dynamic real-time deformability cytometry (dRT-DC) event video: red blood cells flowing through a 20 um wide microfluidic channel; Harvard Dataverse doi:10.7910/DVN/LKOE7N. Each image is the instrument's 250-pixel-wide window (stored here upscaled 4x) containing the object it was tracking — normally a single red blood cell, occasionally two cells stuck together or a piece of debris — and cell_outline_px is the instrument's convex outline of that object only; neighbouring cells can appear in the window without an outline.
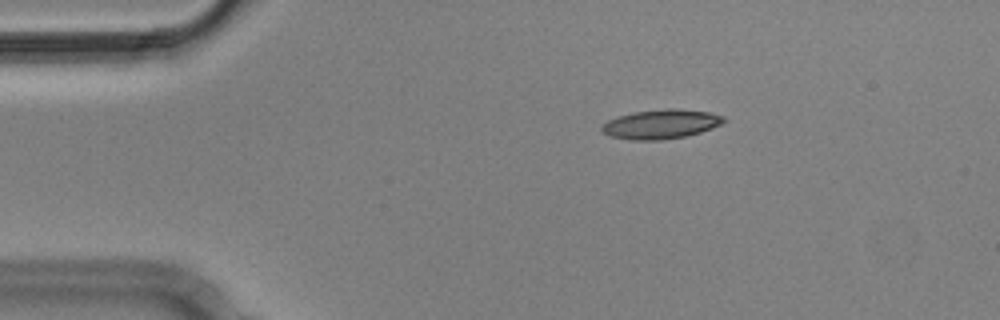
{"species": "Egyptian fruit bat (a non-hibernating species)", "species_latin": "Rousettus aegyptiacus", "temperature_condition": "cold", "stored_images_in_passage": 8, "camera_frame_rate_fps": 3000, "um_per_image_px": 0.085, "animal": {"sex": "male"}, "frame": {"image": 1, "passage_image": 3, "time_ms": 0.667, "image_size_px": [1000, 320], "cell_outline_px": [[724, 120], [720, 124], [712, 128], [700, 132], [684, 136], [660, 140], [632, 140], [612, 136], [604, 132], [600, 128], [608, 120], [620, 116], [636, 112], [664, 108], [676, 108], [708, 112], [724, 116]], "centroid_in_image_um": [56.19, 10.54], "position_along_channel_um": 28.8, "area_um2": 20.46}}
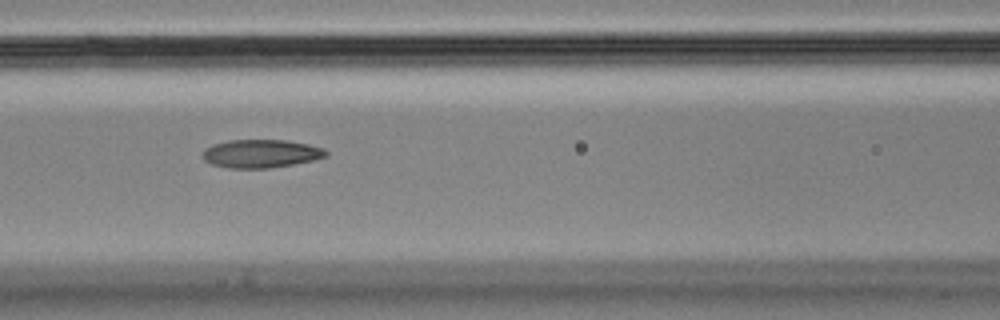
{"frame": {"image": 2, "passage_image": 7, "time_ms": 2.0, "image_size_px": [1000, 320], "cell_outline_px": [[328, 156], [316, 160], [268, 168], [228, 168], [212, 164], [204, 160], [204, 148], [212, 144], [228, 140], [288, 140], [308, 144], [324, 148], [328, 152]], "centroid_in_image_um": [22.21, 13.05], "position_along_channel_um": 144.4, "area_um2": 20.4}}
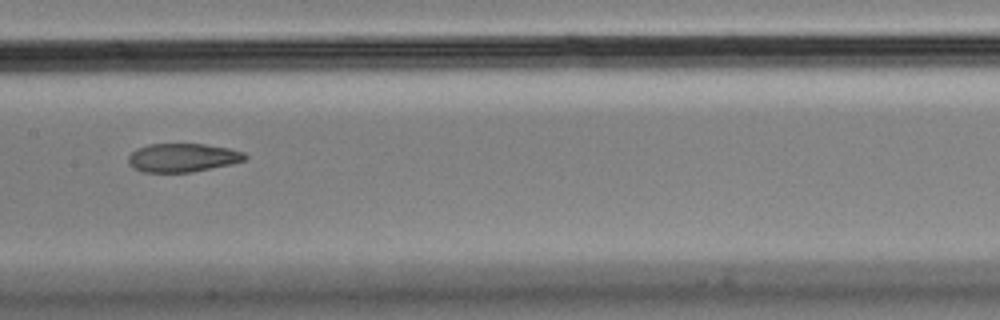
{"frame": {"image": 3, "passage_image": 8, "time_ms": 2.333, "image_size_px": [1000, 320], "cell_outline_px": [[248, 160], [232, 164], [192, 172], [144, 172], [132, 168], [128, 164], [128, 156], [136, 148], [148, 144], [204, 144], [228, 148], [244, 152], [248, 156]], "centroid_in_image_um": [15.53, 13.4], "position_along_channel_um": 191.9, "area_um2": 19.65}}